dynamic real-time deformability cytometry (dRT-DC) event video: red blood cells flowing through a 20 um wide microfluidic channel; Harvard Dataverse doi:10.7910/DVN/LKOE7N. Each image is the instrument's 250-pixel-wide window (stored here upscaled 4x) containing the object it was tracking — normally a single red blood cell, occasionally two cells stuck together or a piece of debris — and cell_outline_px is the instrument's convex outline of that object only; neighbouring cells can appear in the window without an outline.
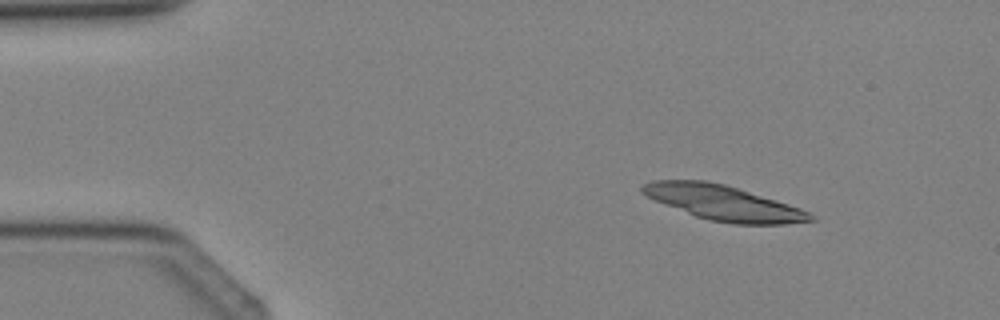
{"species": "Egyptian fruit bat (a non-hibernating species)", "species_latin": "Rousettus aegyptiacus", "temperature_condition": "cold", "stored_images_in_passage": 3, "camera_frame_rate_fps": 3000, "um_per_image_px": 0.085, "animal": {"sex": "female"}, "frame": {"image": 1, "passage_image": 1, "time_ms": 0.0, "image_size_px": [1000, 320], "cell_outline_px": [[816, 220], [784, 224], [736, 224], [708, 220], [696, 216], [664, 204], [640, 192], [640, 188], [644, 184], [652, 180], [708, 180], [724, 184], [788, 204], [800, 208], [816, 216]], "centroid_in_image_um": [61.48, 17.24], "position_along_channel_um": 23.5, "area_um2": 33.87}}